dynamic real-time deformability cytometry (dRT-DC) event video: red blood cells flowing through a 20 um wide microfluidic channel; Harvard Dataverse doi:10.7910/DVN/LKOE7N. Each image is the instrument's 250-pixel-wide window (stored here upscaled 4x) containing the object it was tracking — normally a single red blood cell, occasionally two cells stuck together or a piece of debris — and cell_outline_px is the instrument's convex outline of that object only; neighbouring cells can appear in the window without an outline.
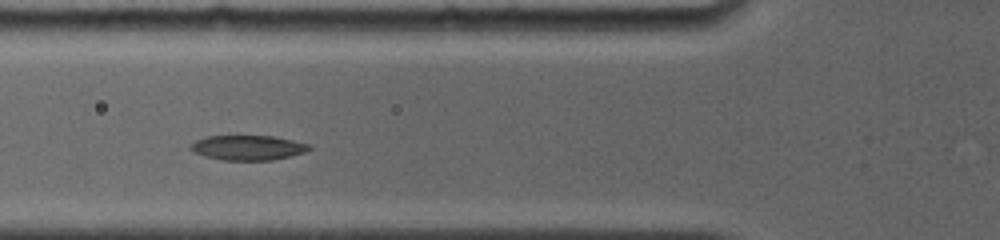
{"species": "common noctule bat (a hibernating species)", "species_latin": "Nyctalus noctula", "temperature_condition": "room temperature", "stored_images_in_passage": 6, "camera_frame_rate_fps": 4000, "um_per_image_px": 0.085, "animal": {"sex": "female", "body_mass_g": 19.0, "forearm_length_mm": 56.7}, "frame": {"image": 1, "passage_image": 2, "time_ms": 1.0, "image_size_px": [1000, 240], "cell_outline_px": [[312, 148], [304, 152], [272, 160], [224, 160], [204, 156], [196, 152], [192, 148], [192, 144], [196, 140], [204, 136], [272, 136], [312, 144]], "centroid_in_image_um": [21.11, 12.54], "position_along_channel_um": 104.7, "area_um2": 16.94}}
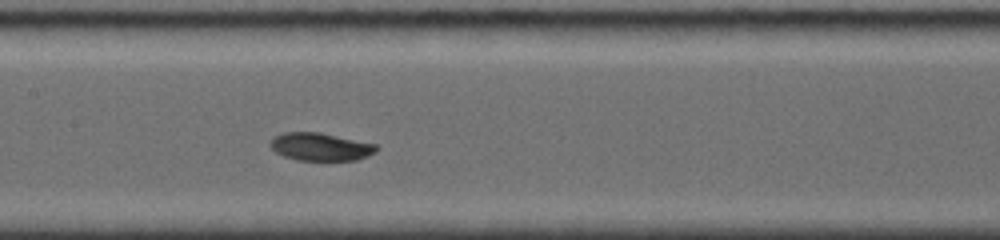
{"frame": {"image": 2, "passage_image": 4, "time_ms": 3.0, "image_size_px": [1000, 240], "cell_outline_px": [[380, 148], [376, 152], [368, 156], [356, 160], [296, 160], [284, 156], [276, 152], [268, 144], [272, 136], [284, 132], [320, 132], [376, 144]], "centroid_in_image_um": [27.23, 12.47], "position_along_channel_um": 180.2, "area_um2": 17.4}}
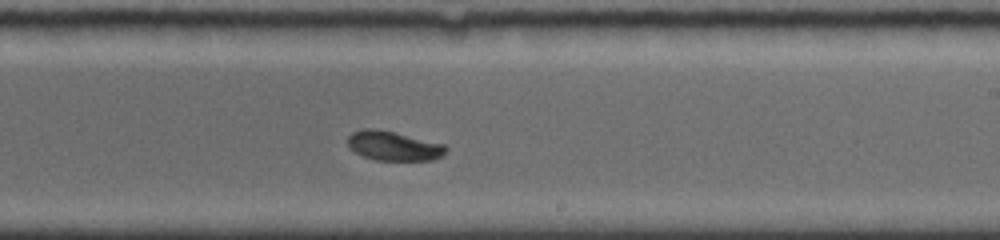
{"frame": {"image": 3, "passage_image": 6, "time_ms": 5.0, "image_size_px": [1000, 240], "cell_outline_px": [[448, 148], [444, 156], [432, 160], [376, 160], [364, 156], [356, 152], [348, 144], [348, 136], [352, 132], [364, 128], [376, 128], [444, 144]], "centroid_in_image_um": [33.48, 12.4], "position_along_channel_um": 255.5, "area_um2": 16.7}}